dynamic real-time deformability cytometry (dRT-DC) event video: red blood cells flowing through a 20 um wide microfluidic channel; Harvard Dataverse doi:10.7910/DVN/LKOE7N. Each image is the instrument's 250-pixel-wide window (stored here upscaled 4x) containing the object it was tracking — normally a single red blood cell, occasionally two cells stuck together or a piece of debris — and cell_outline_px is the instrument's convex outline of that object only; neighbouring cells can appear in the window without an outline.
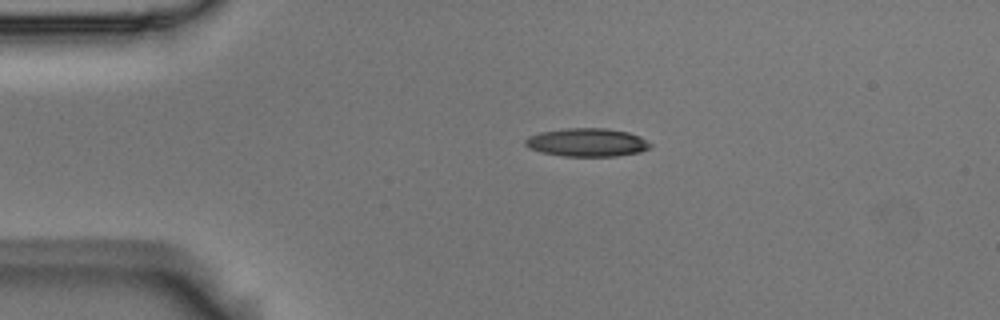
{"species": "Egyptian fruit bat (a non-hibernating species)", "species_latin": "Rousettus aegyptiacus", "temperature_condition": "room temperature", "stored_images_in_passage": 4, "camera_frame_rate_fps": 3000, "um_per_image_px": 0.085, "animal": {"sex": "male"}, "frame": {"image": 1, "passage_image": 3, "time_ms": 0.667, "image_size_px": [1000, 320], "cell_outline_px": [[652, 144], [648, 148], [640, 152], [616, 156], [564, 156], [540, 152], [528, 148], [524, 144], [524, 140], [528, 136], [540, 132], [564, 128], [608, 128], [628, 132], [640, 136]], "centroid_in_image_um": [49.87, 12.1], "position_along_channel_um": 35.1, "area_um2": 20.75}}
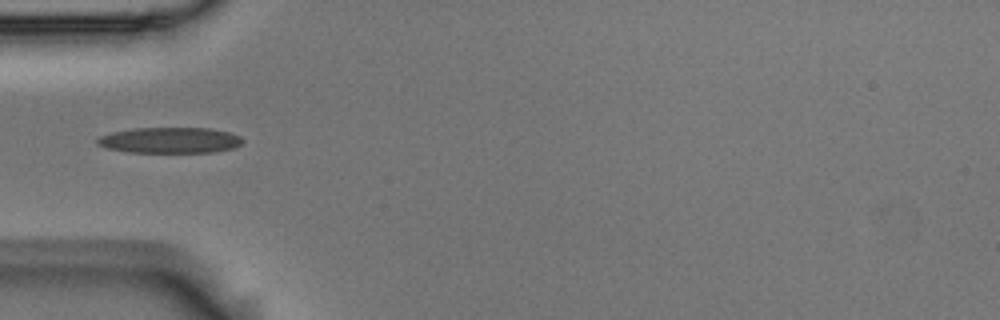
{"frame": {"image": 2, "passage_image": 4, "time_ms": 1.0, "image_size_px": [1000, 320], "cell_outline_px": [[244, 140], [240, 144], [232, 148], [212, 152], [128, 152], [108, 148], [96, 144], [96, 140], [100, 136], [112, 132], [136, 128], [208, 128], [228, 132], [240, 136]], "centroid_in_image_um": [14.43, 11.92], "position_along_channel_um": 70.6, "area_um2": 21.68}}